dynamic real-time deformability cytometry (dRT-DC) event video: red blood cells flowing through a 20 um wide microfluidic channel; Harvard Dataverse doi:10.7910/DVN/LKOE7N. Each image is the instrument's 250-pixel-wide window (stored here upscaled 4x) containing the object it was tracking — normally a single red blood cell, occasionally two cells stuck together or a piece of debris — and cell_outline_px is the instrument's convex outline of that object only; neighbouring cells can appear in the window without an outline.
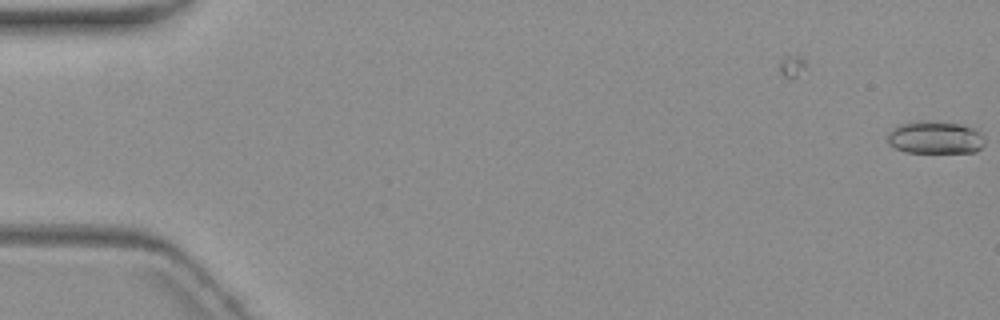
{"species": "common noctule bat (a hibernating species)", "species_latin": "Nyctalus noctula", "temperature_condition": "warm", "stored_images_in_passage": 2, "camera_frame_rate_fps": 3000, "um_per_image_px": 0.085, "animal": {"sex": "female", "body_mass_g": 19.3, "forearm_length_mm": 54.1}, "frame": {"image": 1, "passage_image": 2, "time_ms": 1.0, "image_size_px": [1000, 320], "cell_outline_px": [[984, 144], [976, 152], [904, 152], [888, 144], [888, 132], [892, 128], [900, 124], [916, 120], [924, 120], [964, 124], [980, 132], [984, 136]], "centroid_in_image_um": [79.48, 11.67], "position_along_channel_um": 5.5, "area_um2": 18.73}}